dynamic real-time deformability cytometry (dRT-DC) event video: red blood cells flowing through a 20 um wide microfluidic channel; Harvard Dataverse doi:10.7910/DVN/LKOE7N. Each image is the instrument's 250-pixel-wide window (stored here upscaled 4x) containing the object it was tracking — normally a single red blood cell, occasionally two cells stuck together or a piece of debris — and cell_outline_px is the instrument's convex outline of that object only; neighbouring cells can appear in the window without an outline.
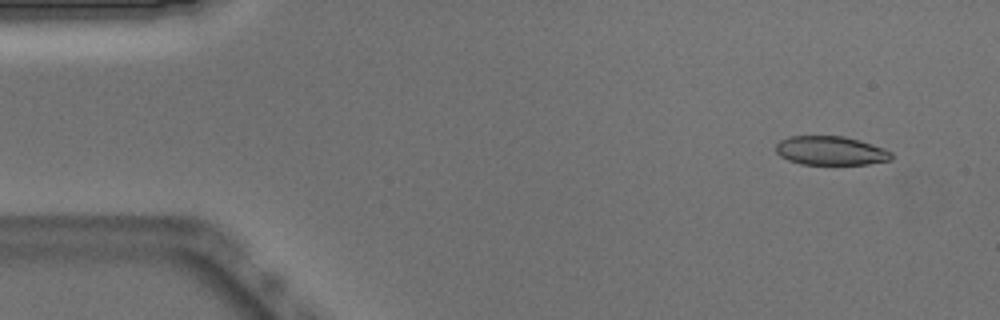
{"species": "Egyptian fruit bat (a non-hibernating species)", "species_latin": "Rousettus aegyptiacus", "temperature_condition": "warm", "stored_images_in_passage": 10, "camera_frame_rate_fps": 3000, "um_per_image_px": 0.085, "animal": {"sex": "male"}, "frame": {"image": 1, "passage_image": 1, "time_ms": 0.0, "image_size_px": [1000, 320], "cell_outline_px": [[892, 160], [868, 164], [800, 164], [788, 160], [780, 156], [776, 152], [776, 144], [780, 140], [788, 136], [844, 136], [860, 140], [884, 148], [892, 152]], "centroid_in_image_um": [70.61, 12.8], "position_along_channel_um": 14.4, "area_um2": 19.59}}